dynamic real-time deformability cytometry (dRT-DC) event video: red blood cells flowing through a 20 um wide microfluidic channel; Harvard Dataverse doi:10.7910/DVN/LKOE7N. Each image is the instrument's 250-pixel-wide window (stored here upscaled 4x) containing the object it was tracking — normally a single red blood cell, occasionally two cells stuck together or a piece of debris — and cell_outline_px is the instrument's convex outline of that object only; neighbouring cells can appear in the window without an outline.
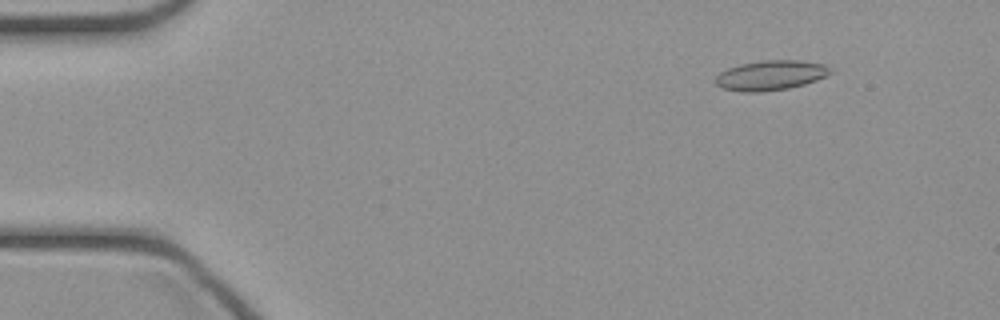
{"species": "common noctule bat (a hibernating species)", "species_latin": "Nyctalus noctula", "temperature_condition": "cold", "stored_images_in_passage": 13, "camera_frame_rate_fps": 3000, "um_per_image_px": 0.085, "animal": {"sex": "female", "body_mass_g": 21.9}, "frame": {"image": 1, "passage_image": 6, "time_ms": 1.667, "image_size_px": [1000, 320], "cell_outline_px": [[832, 72], [816, 80], [804, 84], [788, 88], [756, 92], [740, 92], [724, 88], [716, 84], [716, 76], [720, 72], [728, 68], [740, 64], [764, 60], [796, 60], [824, 64]], "centroid_in_image_um": [65.47, 6.4], "position_along_channel_um": 19.5, "area_um2": 19.65}}